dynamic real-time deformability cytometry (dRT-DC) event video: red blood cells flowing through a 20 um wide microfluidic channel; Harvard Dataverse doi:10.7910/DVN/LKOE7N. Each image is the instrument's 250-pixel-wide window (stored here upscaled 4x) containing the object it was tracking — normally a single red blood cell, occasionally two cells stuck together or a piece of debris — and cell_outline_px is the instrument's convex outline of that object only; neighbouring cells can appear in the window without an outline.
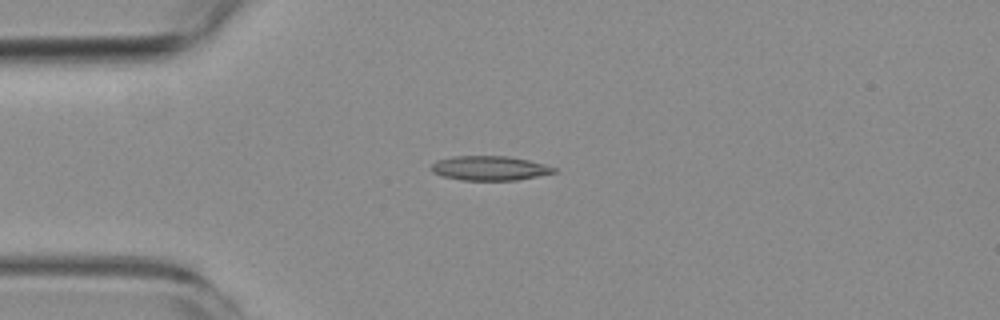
{"species": "common noctule bat (a hibernating species)", "species_latin": "Nyctalus noctula", "temperature_condition": "room temperature", "stored_images_in_passage": 3, "camera_frame_rate_fps": 3000, "um_per_image_px": 0.085, "animal": {"sex": "female", "body_mass_g": 19.3, "forearm_length_mm": 54.1}, "frame": {"image": 1, "passage_image": 1, "time_ms": 0.0, "image_size_px": [1000, 320], "cell_outline_px": [[556, 172], [516, 180], [460, 180], [440, 176], [432, 172], [432, 164], [436, 160], [452, 156], [508, 156], [528, 160], [544, 164], [556, 168]], "centroid_in_image_um": [41.57, 14.29], "position_along_channel_um": 43.4, "area_um2": 17.46}}
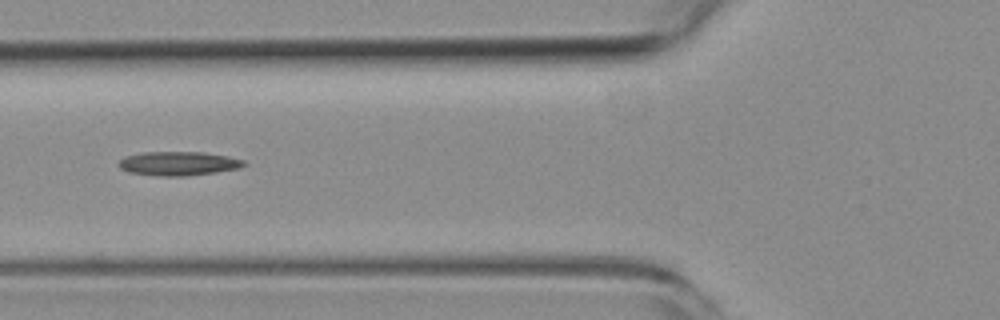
{"frame": {"image": 2, "passage_image": 3, "time_ms": 2.333, "image_size_px": [1000, 320], "cell_outline_px": [[248, 164], [240, 168], [216, 172], [188, 176], [160, 176], [128, 172], [120, 168], [116, 164], [124, 156], [140, 152], [204, 152], [228, 156], [244, 160]], "centroid_in_image_um": [15.16, 13.89], "position_along_channel_um": 110.6, "area_um2": 17.74}}